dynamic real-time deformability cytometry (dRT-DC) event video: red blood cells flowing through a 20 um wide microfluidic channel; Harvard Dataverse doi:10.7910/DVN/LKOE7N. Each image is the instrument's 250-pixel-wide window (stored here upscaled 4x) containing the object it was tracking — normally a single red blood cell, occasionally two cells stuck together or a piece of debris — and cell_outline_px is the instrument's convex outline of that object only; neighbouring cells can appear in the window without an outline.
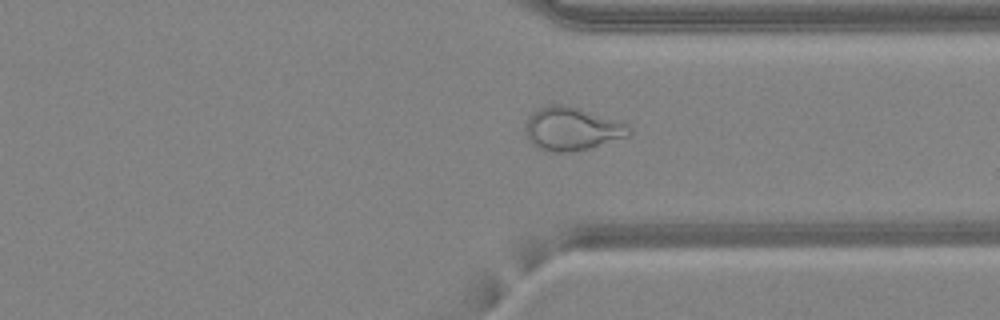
{"species": "common noctule bat (a hibernating species)", "species_latin": "Nyctalus noctula", "temperature_condition": "warm", "stored_images_in_passage": 48, "camera_frame_rate_fps": 3000, "um_per_image_px": 0.085, "animal": {"sex": "female", "body_mass_g": 24.6, "forearm_length_mm": 56.2}, "frame": {"image": 1, "passage_image": 36, "time_ms": 11.667, "image_size_px": [1000, 320], "cell_outline_px": [[632, 136], [588, 148], [568, 152], [548, 152], [532, 144], [528, 140], [524, 128], [532, 112], [540, 108], [552, 104], [564, 104], [624, 120], [628, 124], [632, 132]], "centroid_in_image_um": [48.68, 10.94], "position_along_channel_um": 362.7, "area_um2": 26.59}}
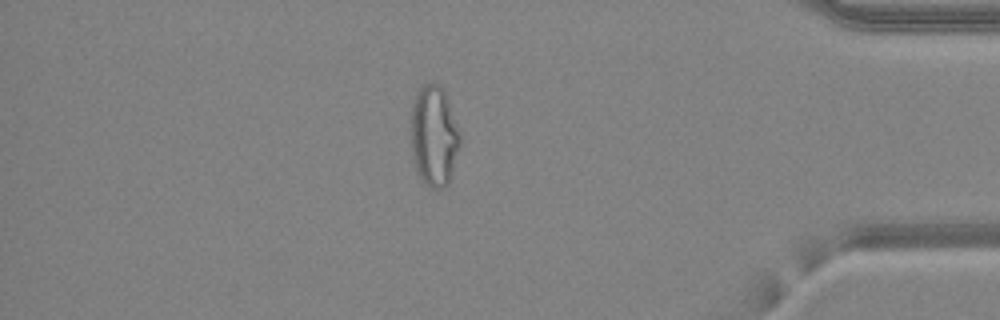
{"frame": {"image": 2, "passage_image": 41, "time_ms": 13.333, "image_size_px": [1000, 320], "cell_outline_px": [[460, 144], [452, 176], [448, 184], [444, 188], [432, 188], [420, 176], [416, 168], [412, 152], [412, 104], [416, 92], [424, 84], [440, 84], [444, 92], [460, 132]], "centroid_in_image_um": [36.91, 11.57], "position_along_channel_um": 398.3, "area_um2": 28.38}, "authors_computed_cell_mechanics": {"area_um2": 28.611, "velocity_mm_per_s": 4.2718, "shape_relaxation_time_tau1_ms": null, "shape_relaxation_time_tau2_ms": 1.3245, "deformation_change_tau1": null, "deformation_change_tau2": 0.0899}}